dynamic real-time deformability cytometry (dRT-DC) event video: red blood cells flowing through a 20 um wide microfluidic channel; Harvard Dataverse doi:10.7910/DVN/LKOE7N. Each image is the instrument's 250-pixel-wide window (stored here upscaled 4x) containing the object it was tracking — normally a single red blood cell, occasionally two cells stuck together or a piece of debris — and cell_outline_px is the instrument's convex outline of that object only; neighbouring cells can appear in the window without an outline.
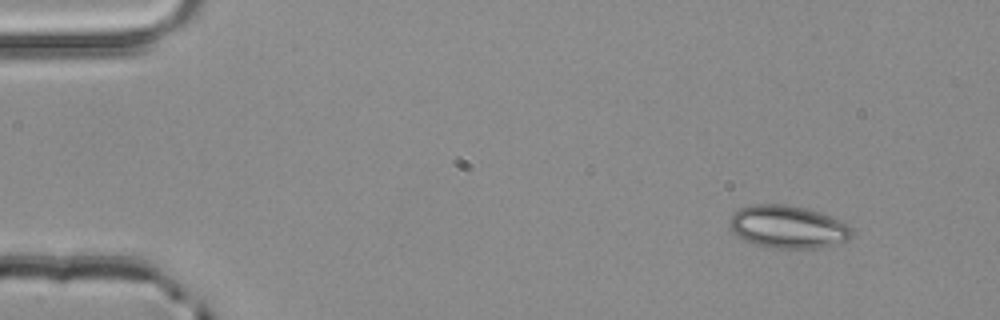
{"species": "common noctule bat (a hibernating species)", "species_latin": "Nyctalus noctula", "temperature_condition": "room temperature", "stored_images_in_passage": 4, "camera_frame_rate_fps": 3000, "um_per_image_px": 0.085, "animal": {"sex": "male", "body_mass_g": 20.4}, "frame": {"image": 1, "passage_image": 1, "time_ms": 0.0, "image_size_px": [1000, 320], "cell_outline_px": [[856, 236], [848, 240], [820, 248], [776, 248], [756, 244], [732, 232], [728, 228], [728, 220], [740, 208], [752, 204], [784, 204], [804, 208], [820, 212], [840, 220], [848, 224], [852, 228]], "centroid_in_image_um": [67.01, 19.28], "position_along_channel_um": 18.0, "area_um2": 30.52}}